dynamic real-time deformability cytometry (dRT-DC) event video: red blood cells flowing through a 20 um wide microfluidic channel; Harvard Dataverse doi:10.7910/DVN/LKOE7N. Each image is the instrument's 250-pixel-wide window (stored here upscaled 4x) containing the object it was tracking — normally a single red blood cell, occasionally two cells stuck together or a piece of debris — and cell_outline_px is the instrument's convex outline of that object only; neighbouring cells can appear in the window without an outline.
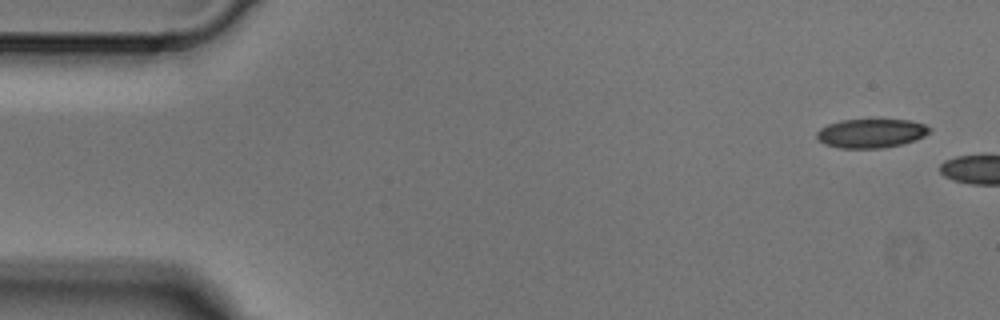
{"species": "Egyptian fruit bat (a non-hibernating species)", "species_latin": "Rousettus aegyptiacus", "temperature_condition": "cold", "stored_images_in_passage": 5, "camera_frame_rate_fps": 3000, "um_per_image_px": 0.085, "animal": {"sex": "male"}, "frame": {"image": 1, "passage_image": 1, "time_ms": 0.0, "image_size_px": [1000, 320], "cell_outline_px": [[932, 128], [924, 136], [900, 144], [884, 148], [840, 148], [824, 144], [816, 136], [816, 132], [820, 128], [828, 124], [840, 120], [908, 120], [924, 124]], "centroid_in_image_um": [74.01, 11.33], "position_along_channel_um": 11.0, "area_um2": 18.84}}